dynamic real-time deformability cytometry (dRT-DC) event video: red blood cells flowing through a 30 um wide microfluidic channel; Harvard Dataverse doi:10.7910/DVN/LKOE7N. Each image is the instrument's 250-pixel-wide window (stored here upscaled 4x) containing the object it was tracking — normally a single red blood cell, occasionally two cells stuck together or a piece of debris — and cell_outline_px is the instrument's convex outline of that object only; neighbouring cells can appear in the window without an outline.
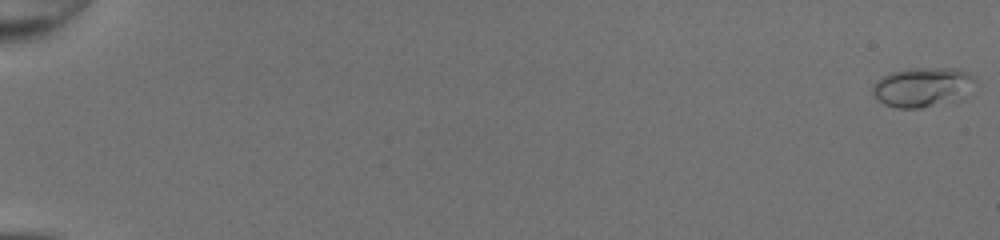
{"species": "common noctule bat (a hibernating species)", "species_latin": "Nyctalus noctula", "temperature_condition": "room temperature", "stored_images_in_passage": 51, "camera_frame_rate_fps": 3000, "um_per_image_px": 0.085, "animal": {"sex": "female", "body_mass_g": 20.0, "forearm_length_mm": 54.0}, "frame": {"image": 1, "passage_image": 1, "time_ms": 0.0, "image_size_px": [1000, 240], "cell_outline_px": [[976, 80], [960, 100], [956, 104], [920, 108], [896, 108], [884, 104], [872, 92], [872, 84], [876, 80], [888, 72], [908, 68], [956, 68], [968, 72]], "centroid_in_image_um": [78.42, 7.42], "position_along_channel_um": 6.6, "area_um2": 24.22}}
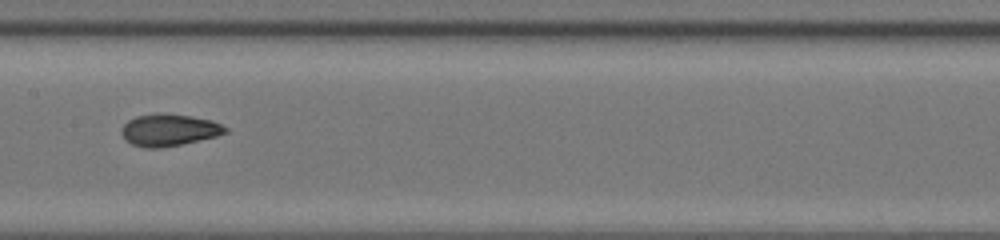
{"frame": {"image": 2, "passage_image": 29, "time_ms": 9.333, "image_size_px": [1000, 240], "cell_outline_px": [[228, 132], [216, 136], [200, 140], [160, 148], [144, 148], [132, 144], [124, 140], [120, 132], [120, 128], [128, 120], [136, 116], [156, 112], [164, 112], [192, 116], [212, 120], [228, 128]], "centroid_in_image_um": [14.33, 11.03], "position_along_channel_um": 193.1, "area_um2": 19.71}}
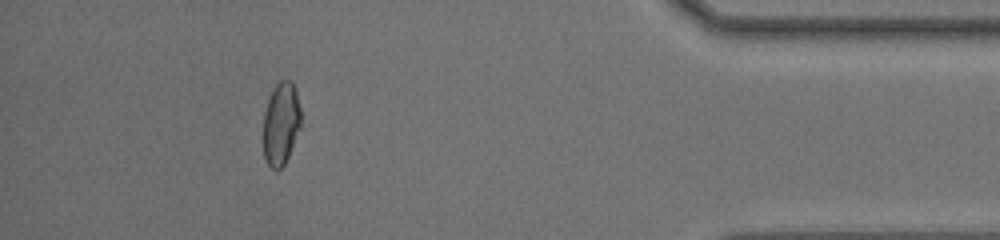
{"frame": {"image": 3, "passage_image": 47, "time_ms": 15.333, "image_size_px": [1000, 240], "cell_outline_px": [[300, 128], [288, 156], [284, 164], [276, 172], [264, 160], [264, 112], [268, 100], [276, 84], [280, 80], [292, 80], [296, 92], [300, 108]], "centroid_in_image_um": [23.88, 10.51], "position_along_channel_um": 411.3, "area_um2": 17.98}, "authors_computed_cell_mechanics": {"area_um2": 19.074, "velocity_mm_per_s": 4.333, "shape_relaxation_time_tau1_ms": 4.8699, "shape_relaxation_time_tau2_ms": 1.1346, "deformation_change_tau1": 0.1914, "deformation_change_tau2": 0.0522}}